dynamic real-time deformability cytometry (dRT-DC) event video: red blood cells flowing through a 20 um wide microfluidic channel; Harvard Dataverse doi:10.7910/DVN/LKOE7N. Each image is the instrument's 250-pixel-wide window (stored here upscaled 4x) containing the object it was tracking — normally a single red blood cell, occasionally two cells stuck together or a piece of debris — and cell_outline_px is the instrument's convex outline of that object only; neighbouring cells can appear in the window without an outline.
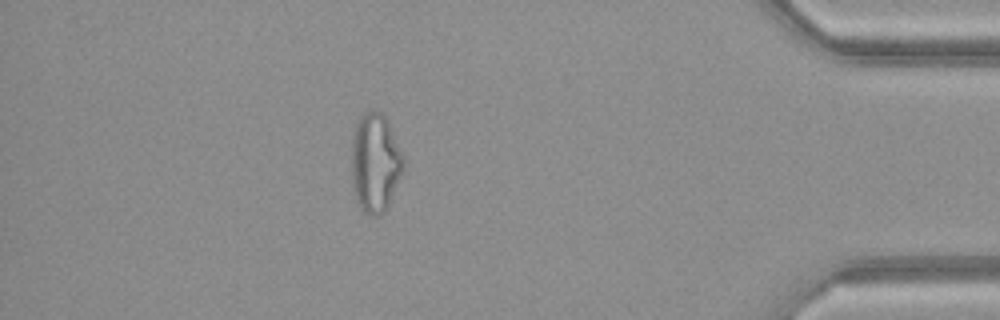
{"species": "common noctule bat (a hibernating species)", "species_latin": "Nyctalus noctula", "temperature_condition": "warm", "stored_images_in_passage": 42, "camera_frame_rate_fps": 3000, "um_per_image_px": 0.085, "animal": {"sex": "female", "body_mass_g": 21.9}, "frame": {"image": 1, "passage_image": 36, "time_ms": 11.667, "image_size_px": [1000, 320], "cell_outline_px": [[404, 168], [388, 208], [380, 216], [372, 216], [364, 212], [360, 208], [356, 200], [352, 188], [352, 140], [356, 120], [364, 112], [380, 112], [388, 120], [404, 156]], "centroid_in_image_um": [31.9, 13.86], "position_along_channel_um": 403.3, "area_um2": 30.35}, "authors_computed_cell_mechanics": {"area_um2": 27.8307, "velocity_mm_per_s": 4.1891, "shape_relaxation_time_tau1_ms": null, "shape_relaxation_time_tau2_ms": 1.7018, "deformation_change_tau1": null, "deformation_change_tau2": 0.1099}}